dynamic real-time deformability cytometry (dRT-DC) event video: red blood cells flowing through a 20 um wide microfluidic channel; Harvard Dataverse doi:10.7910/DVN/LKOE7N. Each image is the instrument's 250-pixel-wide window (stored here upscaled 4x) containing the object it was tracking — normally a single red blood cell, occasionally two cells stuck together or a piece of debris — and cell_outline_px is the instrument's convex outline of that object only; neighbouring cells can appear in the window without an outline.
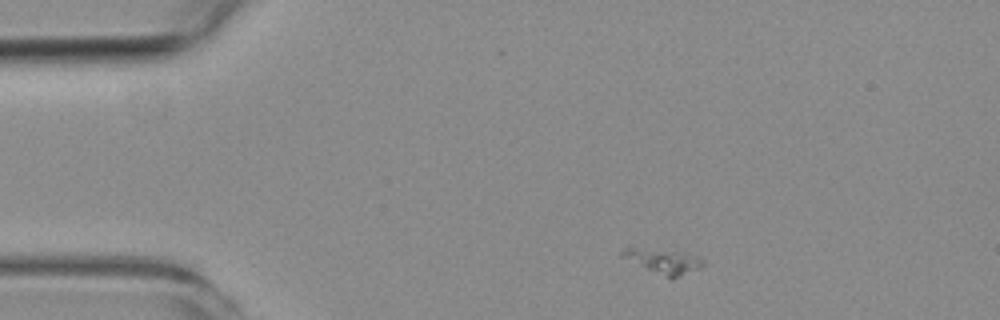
{"species": "common noctule bat (a hibernating species)", "species_latin": "Nyctalus noctula", "temperature_condition": "room temperature", "stored_images_in_passage": 4, "camera_frame_rate_fps": 3000, "um_per_image_px": 0.085, "animal": {"sex": "female", "body_mass_g": 19.3, "forearm_length_mm": 54.1}, "frame": {"image": 1, "passage_image": 1, "time_ms": 0.0, "image_size_px": [1000, 320], "cell_outline_px": [[704, 264], [700, 268], [672, 280], [620, 256], [620, 252], [628, 244], [684, 252], [700, 256], [704, 260]], "centroid_in_image_um": [56.36, 22.14], "position_along_channel_um": 28.6, "area_um2": 12.31}}
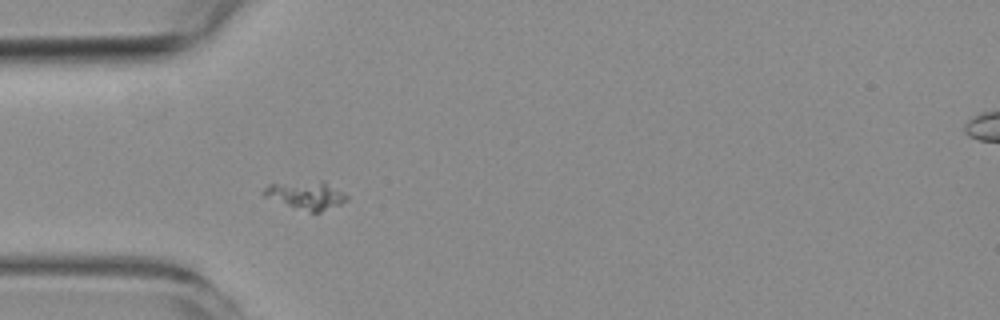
{"frame": {"image": 2, "passage_image": 3, "time_ms": 2.333, "image_size_px": [1000, 320], "cell_outline_px": [[348, 200], [340, 204], [320, 212], [312, 212], [264, 196], [260, 192], [268, 184], [320, 180], [324, 180], [344, 192], [348, 196]], "centroid_in_image_um": [26.06, 16.55], "position_along_channel_um": 58.9, "area_um2": 13.41}}